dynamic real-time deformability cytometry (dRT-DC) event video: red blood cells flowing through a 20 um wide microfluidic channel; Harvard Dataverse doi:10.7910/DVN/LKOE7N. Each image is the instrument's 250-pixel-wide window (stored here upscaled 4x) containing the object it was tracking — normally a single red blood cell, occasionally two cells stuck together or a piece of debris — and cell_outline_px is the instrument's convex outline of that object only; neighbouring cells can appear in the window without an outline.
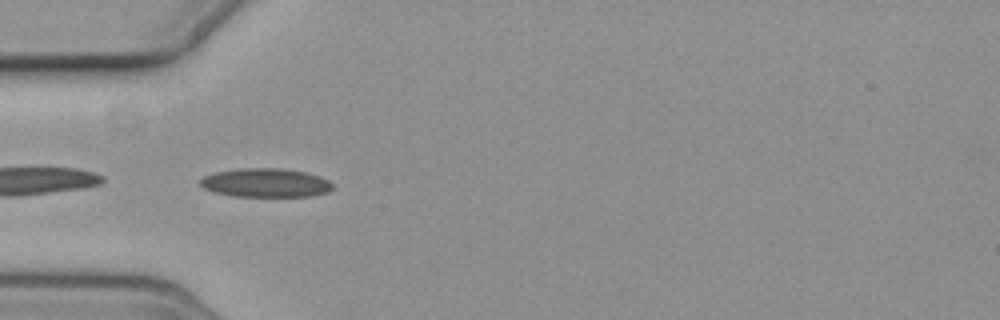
{"species": "common noctule bat (a hibernating species)", "species_latin": "Nyctalus noctula", "temperature_condition": "cold", "stored_images_in_passage": 3, "camera_frame_rate_fps": 3000, "um_per_image_px": 0.085, "animal": {"sex": "female", "body_mass_g": 19.3, "forearm_length_mm": 54.1}, "frame": {"image": 1, "passage_image": 2, "time_ms": 1.333, "image_size_px": [1000, 320], "cell_outline_px": [[332, 188], [328, 192], [312, 196], [232, 196], [216, 192], [204, 188], [200, 184], [200, 180], [204, 176], [216, 172], [244, 168], [280, 168], [304, 172], [320, 176], [328, 180], [332, 184]], "centroid_in_image_um": [22.59, 15.54], "position_along_channel_um": 62.4, "area_um2": 22.02}}